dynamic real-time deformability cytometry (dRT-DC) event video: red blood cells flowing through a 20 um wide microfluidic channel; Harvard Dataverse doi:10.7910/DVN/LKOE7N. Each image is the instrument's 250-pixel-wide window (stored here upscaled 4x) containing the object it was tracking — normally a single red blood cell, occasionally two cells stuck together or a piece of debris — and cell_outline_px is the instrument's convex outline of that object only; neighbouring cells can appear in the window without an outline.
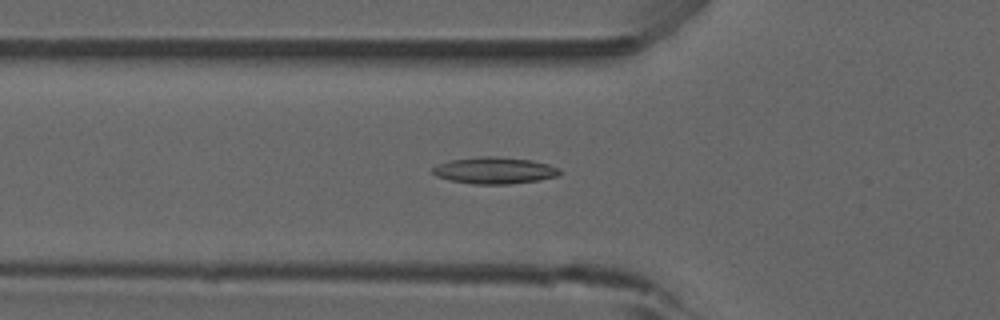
{"species": "common noctule bat (a hibernating species)", "species_latin": "Nyctalus noctula", "temperature_condition": "room temperature", "stored_images_in_passage": 53, "camera_frame_rate_fps": 3000, "um_per_image_px": 0.085, "animal": {"sex": "male", "forearm_length_mm": 52.5}, "frame": {"image": 1, "passage_image": 18, "time_ms": 5.667, "image_size_px": [1000, 320], "cell_outline_px": [[560, 176], [540, 180], [508, 184], [472, 184], [452, 180], [436, 176], [432, 172], [432, 168], [436, 164], [452, 160], [480, 156], [496, 156], [532, 160], [548, 164], [560, 168]], "centroid_in_image_um": [42.06, 14.48], "position_along_channel_um": 83.7, "area_um2": 19.83}}
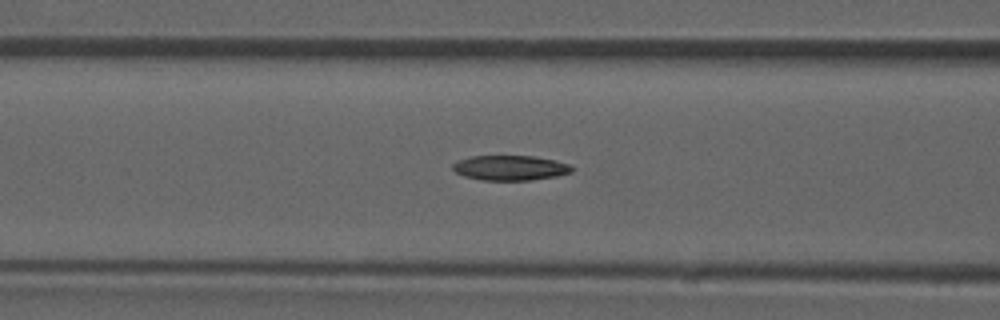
{"frame": {"image": 2, "passage_image": 21, "time_ms": 6.667, "image_size_px": [1000, 320], "cell_outline_px": [[576, 168], [572, 172], [556, 176], [532, 180], [480, 180], [464, 176], [456, 172], [452, 168], [452, 164], [460, 160], [472, 156], [532, 156], [556, 160], [568, 164]], "centroid_in_image_um": [43.4, 14.27], "position_along_channel_um": 123.2, "area_um2": 17.34}}
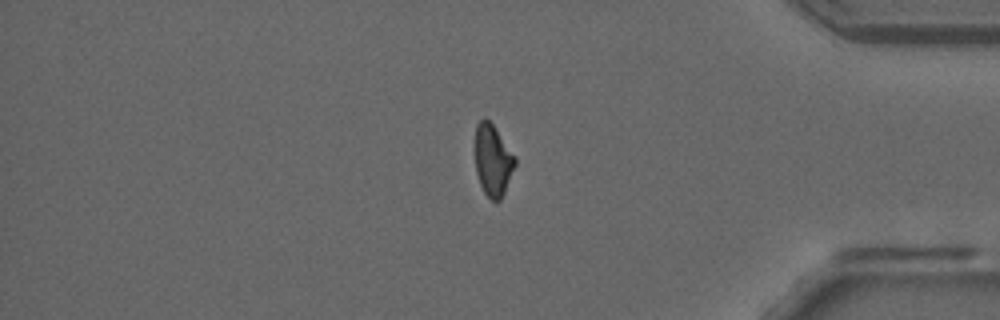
{"frame": {"image": 3, "passage_image": 44, "time_ms": 14.333, "image_size_px": [1000, 320], "cell_outline_px": [[516, 164], [504, 192], [500, 200], [492, 200], [484, 192], [480, 184], [476, 172], [472, 148], [476, 124], [480, 120], [488, 120], [492, 124], [516, 156]], "centroid_in_image_um": [41.84, 13.59], "position_along_channel_um": 393.4, "area_um2": 16.99}, "authors_computed_cell_mechanics": {"area_um2": 17.8024, "velocity_mm_per_s": 3.8824, "shape_relaxation_time_tau1_ms": null, "shape_relaxation_time_tau2_ms": 5.1441, "deformation_change_tau1": null, "deformation_change_tau2": 0.114}}